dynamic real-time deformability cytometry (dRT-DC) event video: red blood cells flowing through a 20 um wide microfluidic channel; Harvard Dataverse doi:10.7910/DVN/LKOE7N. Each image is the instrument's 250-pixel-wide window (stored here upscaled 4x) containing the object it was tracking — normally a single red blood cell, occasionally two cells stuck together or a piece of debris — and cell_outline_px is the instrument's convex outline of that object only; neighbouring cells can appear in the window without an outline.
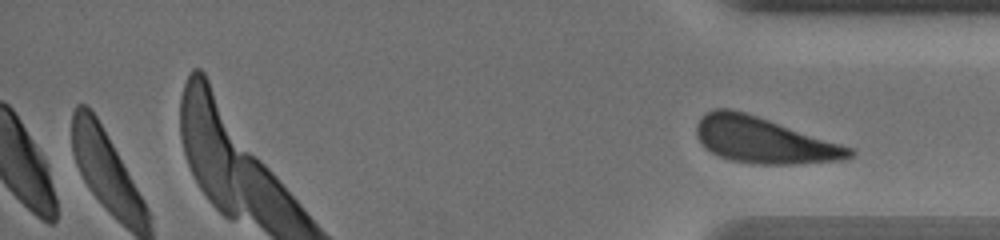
{"species": "human", "species_latin": "Homo sapiens", "temperature_condition": "warm", "stored_images_in_passage": 50, "camera_frame_rate_fps": 3000, "um_per_image_px": 0.085, "donor": {"sex": "male"}, "frame": {"image": 1, "passage_image": 50, "time_ms": 11.333, "image_size_px": [1000, 240], "cell_outline_px": [[856, 156], [844, 160], [792, 164], [756, 164], [732, 160], [720, 156], [704, 148], [696, 136], [696, 124], [700, 116], [716, 108], [732, 108], [852, 148], [856, 152]], "centroid_in_image_um": [64.89, 11.93], "position_along_channel_um": 370.3, "area_um2": 40.58}}